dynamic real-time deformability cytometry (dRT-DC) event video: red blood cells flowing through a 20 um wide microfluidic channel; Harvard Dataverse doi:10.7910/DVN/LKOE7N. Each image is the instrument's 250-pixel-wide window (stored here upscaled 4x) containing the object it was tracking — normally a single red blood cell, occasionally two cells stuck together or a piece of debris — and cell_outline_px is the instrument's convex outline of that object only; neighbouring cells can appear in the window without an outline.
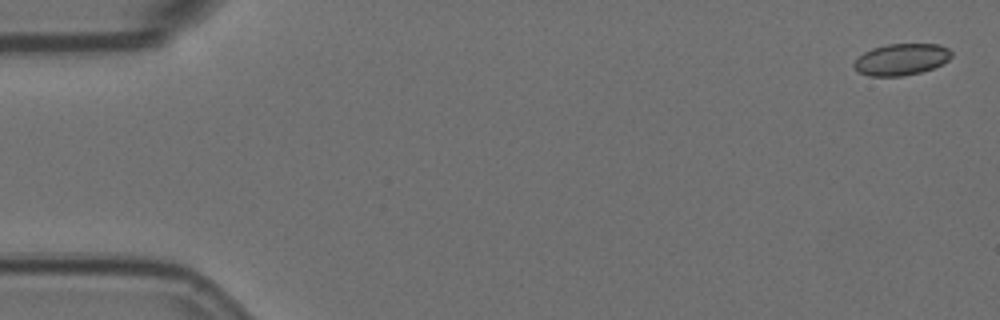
{"species": "Egyptian fruit bat (a non-hibernating species)", "species_latin": "Rousettus aegyptiacus", "temperature_condition": "room temperature", "stored_images_in_passage": 14, "camera_frame_rate_fps": 3000, "um_per_image_px": 0.085, "animal": {"sex": "female"}, "frame": {"image": 1, "passage_image": 1, "time_ms": 0.0, "image_size_px": [1000, 320], "cell_outline_px": [[952, 56], [944, 64], [920, 72], [904, 76], [868, 76], [860, 72], [852, 64], [864, 52], [872, 48], [888, 44], [940, 44], [948, 48], [952, 52]], "centroid_in_image_um": [76.64, 5.04], "position_along_channel_um": 8.4, "area_um2": 17.92}}
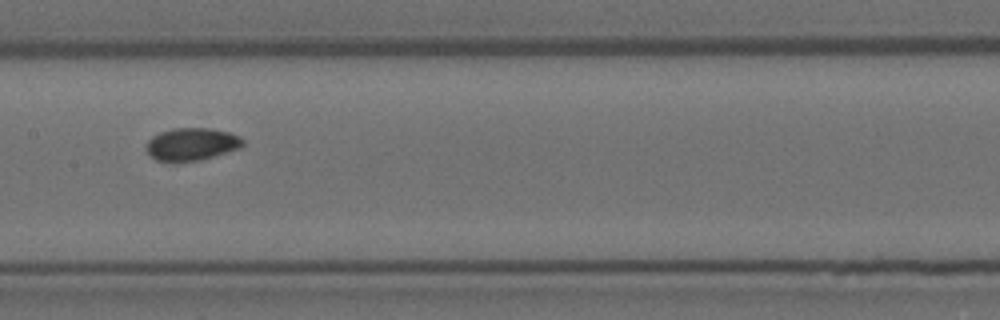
{"frame": {"image": 2, "passage_image": 8, "time_ms": 2.333, "image_size_px": [1000, 320], "cell_outline_px": [[244, 144], [240, 148], [200, 160], [156, 160], [144, 148], [148, 140], [152, 136], [160, 132], [172, 128], [208, 128], [228, 132], [240, 136], [244, 140]], "centroid_in_image_um": [16.29, 12.23], "position_along_channel_um": 191.1, "area_um2": 18.09}}
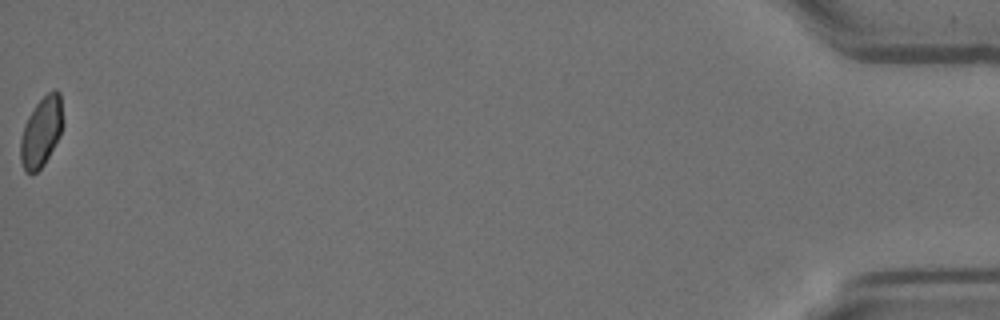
{"frame": {"image": 3, "passage_image": 14, "time_ms": 4.333, "image_size_px": [1000, 320], "cell_outline_px": [[64, 124], [60, 136], [44, 164], [36, 172], [24, 172], [20, 160], [20, 140], [24, 124], [28, 116], [36, 104], [52, 88], [56, 88], [60, 92]], "centroid_in_image_um": [3.53, 11.17], "position_along_channel_um": 431.7, "area_um2": 17.51}}